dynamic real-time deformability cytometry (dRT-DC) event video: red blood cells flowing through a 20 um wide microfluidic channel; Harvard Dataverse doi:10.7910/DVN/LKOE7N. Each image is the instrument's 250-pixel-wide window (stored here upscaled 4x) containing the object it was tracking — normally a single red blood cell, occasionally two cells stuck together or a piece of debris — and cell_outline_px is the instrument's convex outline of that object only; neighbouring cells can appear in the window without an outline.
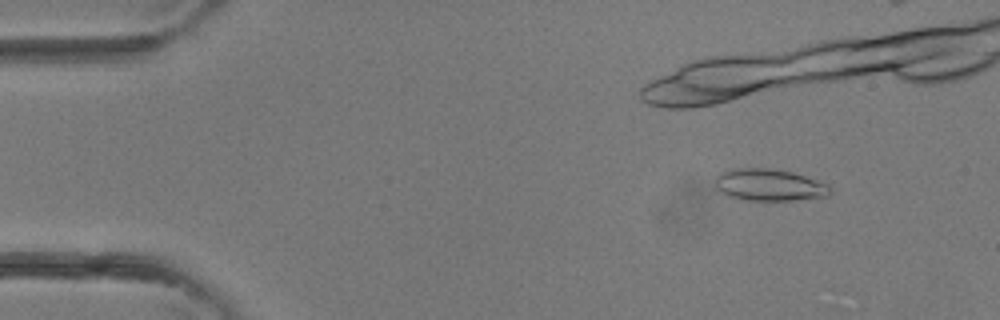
{"species": "common noctule bat (a hibernating species)", "species_latin": "Nyctalus noctula", "temperature_condition": "room temperature", "stored_images_in_passage": 7, "camera_frame_rate_fps": 3000, "um_per_image_px": 0.085, "animal": {"sex": "female"}, "frame": {"image": 1, "passage_image": 2, "time_ms": 0.333, "image_size_px": [1000, 320], "cell_outline_px": [[832, 192], [828, 196], [792, 200], [740, 200], [728, 196], [716, 188], [716, 176], [720, 172], [736, 168], [768, 168], [792, 172], [820, 180], [828, 184], [832, 188]], "centroid_in_image_um": [65.41, 15.72], "position_along_channel_um": 19.6, "area_um2": 21.56}}